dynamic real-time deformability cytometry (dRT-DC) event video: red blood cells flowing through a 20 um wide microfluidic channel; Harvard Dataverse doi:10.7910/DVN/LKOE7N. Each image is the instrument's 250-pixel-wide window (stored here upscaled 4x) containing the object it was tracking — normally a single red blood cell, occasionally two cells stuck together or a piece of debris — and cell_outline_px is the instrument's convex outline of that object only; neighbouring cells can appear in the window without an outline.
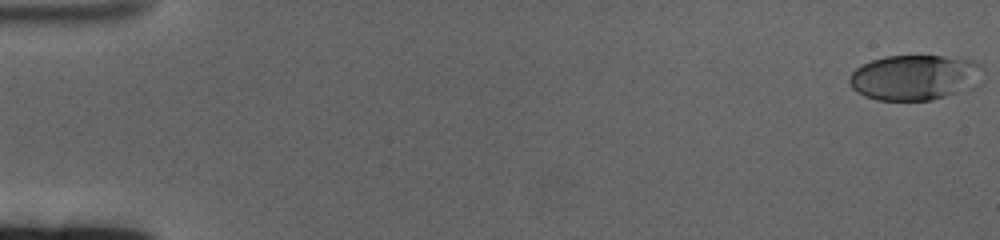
{"species": "human", "species_latin": "Homo sapiens", "temperature_condition": "cold", "stored_images_in_passage": 62, "camera_frame_rate_fps": 3000, "um_per_image_px": 0.085, "donor": {"sex": "female"}, "frame": {"image": 1, "passage_image": 1, "time_ms": 0.0, "image_size_px": [1000, 240], "cell_outline_px": [[984, 80], [976, 88], [932, 100], [876, 100], [864, 96], [856, 92], [848, 84], [848, 80], [852, 72], [860, 64], [884, 56], [944, 56], [972, 60], [980, 64]], "centroid_in_image_um": [77.79, 6.59], "position_along_channel_um": 7.2, "area_um2": 36.01}}
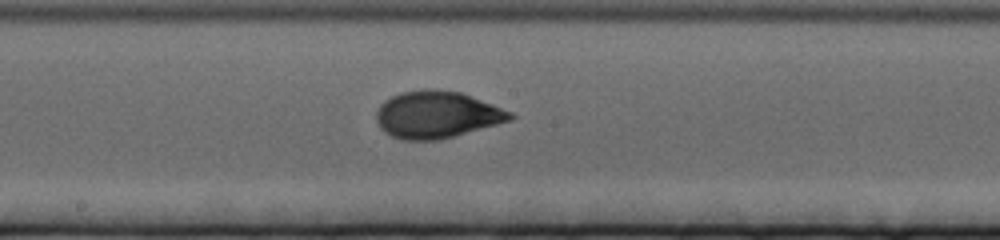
{"frame": {"image": 2, "passage_image": 34, "time_ms": 11.0, "image_size_px": [1000, 240], "cell_outline_px": [[516, 116], [512, 120], [440, 140], [400, 140], [384, 132], [380, 128], [376, 120], [376, 112], [380, 104], [384, 100], [400, 92], [424, 88], [436, 88], [460, 92], [492, 104], [512, 112]], "centroid_in_image_um": [37.11, 9.74], "position_along_channel_um": 211.1, "area_um2": 36.99}}
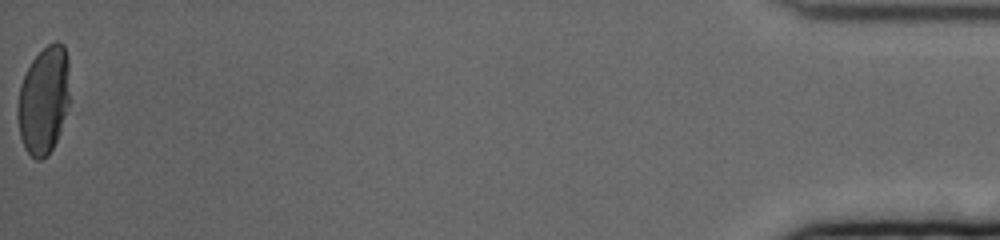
{"frame": {"image": 3, "passage_image": 62, "time_ms": 20.333, "image_size_px": [1000, 240], "cell_outline_px": [[68, 104], [60, 132], [48, 156], [40, 160], [36, 160], [24, 148], [20, 136], [20, 84], [32, 60], [48, 44], [56, 40], [64, 44], [68, 56]], "centroid_in_image_um": [3.75, 8.49], "position_along_channel_um": 431.4, "area_um2": 31.96}, "authors_computed_cell_mechanics": {"area_um2": 34.969, "velocity_mm_per_s": 3.3324, "shape_relaxation_time_tau1_ms": 4.9942, "shape_relaxation_time_tau2_ms": 0.9392, "deformation_change_tau1": 0.185, "deformation_change_tau2": 0.0558}}